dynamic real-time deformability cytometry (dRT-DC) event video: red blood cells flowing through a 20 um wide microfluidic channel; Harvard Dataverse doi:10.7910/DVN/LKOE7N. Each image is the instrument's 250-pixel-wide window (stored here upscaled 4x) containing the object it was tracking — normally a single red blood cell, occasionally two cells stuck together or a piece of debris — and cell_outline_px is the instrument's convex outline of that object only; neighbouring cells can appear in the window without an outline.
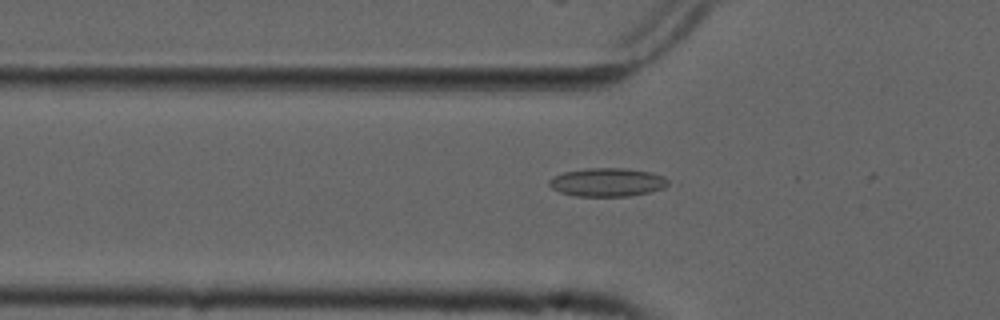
{"species": "common noctule bat (a hibernating species)", "species_latin": "Nyctalus noctula", "temperature_condition": "cold", "stored_images_in_passage": 29, "camera_frame_rate_fps": 3000, "um_per_image_px": 0.085, "animal": {"sex": "male", "forearm_length_mm": 52.5}, "frame": {"image": 1, "passage_image": 18, "time_ms": 5.667, "image_size_px": [1000, 320], "cell_outline_px": [[672, 184], [664, 188], [652, 192], [628, 196], [576, 196], [560, 192], [552, 188], [548, 184], [548, 180], [564, 172], [584, 168], [628, 168], [652, 172], [664, 176], [672, 180]], "centroid_in_image_um": [51.71, 15.48], "position_along_channel_um": 74.1, "area_um2": 20.11}}
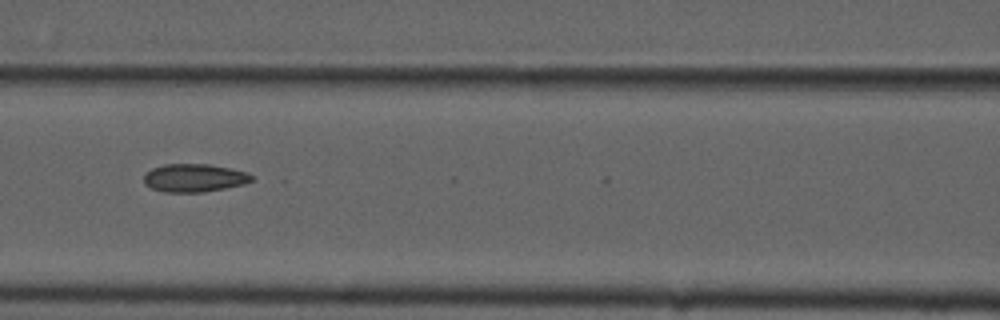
{"frame": {"image": 2, "passage_image": 24, "time_ms": 7.667, "image_size_px": [1000, 320], "cell_outline_px": [[252, 180], [244, 184], [204, 192], [164, 192], [152, 188], [144, 184], [144, 176], [152, 168], [164, 164], [208, 164], [248, 172], [252, 176]], "centroid_in_image_um": [16.5, 15.12], "position_along_channel_um": 150.1, "area_um2": 17.51}}
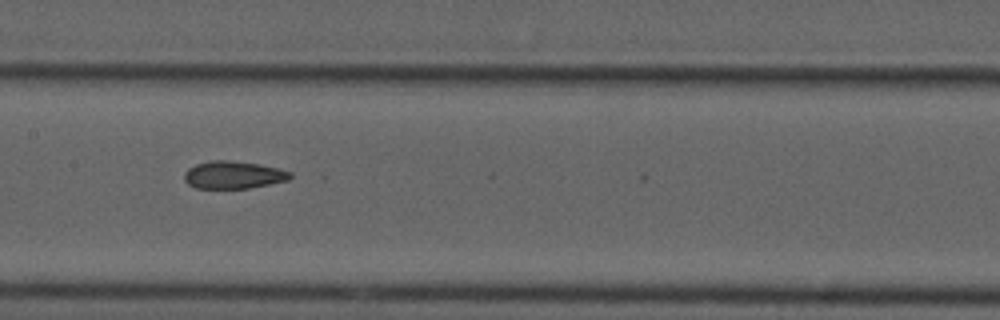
{"frame": {"image": 3, "passage_image": 27, "time_ms": 8.667, "image_size_px": [1000, 320], "cell_outline_px": [[292, 176], [288, 180], [248, 188], [196, 188], [188, 184], [184, 180], [184, 172], [188, 168], [196, 164], [212, 160], [228, 160], [260, 164], [280, 168], [292, 172]], "centroid_in_image_um": [19.84, 14.86], "position_along_channel_um": 187.6, "area_um2": 17.05}}